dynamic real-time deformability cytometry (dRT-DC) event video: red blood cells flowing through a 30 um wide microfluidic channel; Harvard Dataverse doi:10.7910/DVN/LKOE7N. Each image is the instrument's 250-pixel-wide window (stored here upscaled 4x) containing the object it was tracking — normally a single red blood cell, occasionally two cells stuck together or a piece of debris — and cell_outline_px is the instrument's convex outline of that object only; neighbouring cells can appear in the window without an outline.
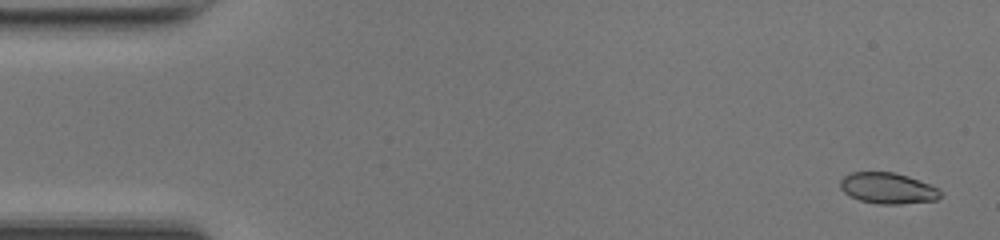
{"species": "common noctule bat (a hibernating species)", "species_latin": "Nyctalus noctula", "temperature_condition": "room temperature", "stored_images_in_passage": 49, "camera_frame_rate_fps": 3000, "um_per_image_px": 0.085, "animal": {"sex": "female", "body_mass_g": 17.0, "forearm_length_mm": 48.0}, "frame": {"image": 1, "passage_image": 2, "time_ms": 0.333, "image_size_px": [1000, 240], "cell_outline_px": [[944, 192], [936, 200], [900, 204], [876, 204], [860, 200], [848, 196], [840, 188], [840, 180], [844, 176], [852, 172], [892, 172], [908, 176], [932, 184], [940, 188]], "centroid_in_image_um": [75.49, 16.0], "position_along_channel_um": 9.5, "area_um2": 18.38}}
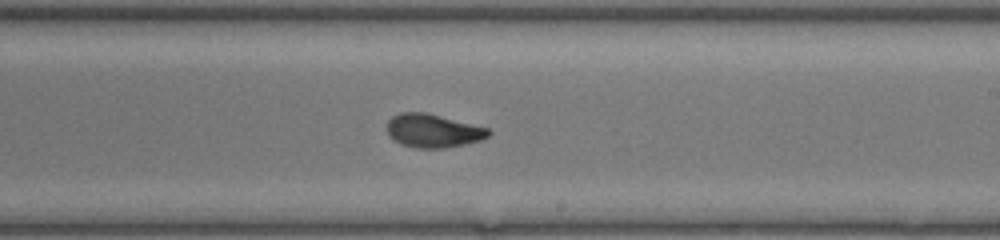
{"frame": {"image": 2, "passage_image": 29, "time_ms": 9.333, "image_size_px": [1000, 240], "cell_outline_px": [[492, 132], [488, 136], [480, 140], [464, 144], [444, 148], [416, 148], [400, 144], [392, 140], [388, 136], [388, 120], [392, 116], [400, 112], [424, 112], [488, 128]], "centroid_in_image_um": [36.77, 11.12], "position_along_channel_um": 252.2, "area_um2": 19.71}}
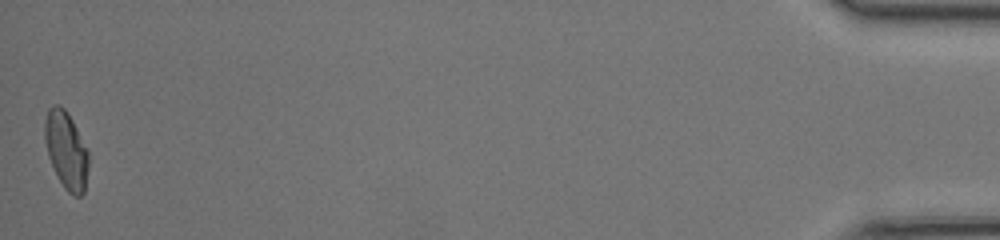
{"frame": {"image": 3, "passage_image": 49, "time_ms": 16.0, "image_size_px": [1000, 240], "cell_outline_px": [[88, 168], [84, 192], [80, 196], [72, 196], [64, 188], [48, 156], [44, 140], [44, 120], [48, 108], [56, 104], [60, 104], [68, 112], [88, 148]], "centroid_in_image_um": [5.63, 12.72], "position_along_channel_um": 429.6, "area_um2": 19.94}, "authors_computed_cell_mechanics": {"area_um2": 19.652, "velocity_mm_per_s": 4.2278, "shape_relaxation_time_tau1_ms": 3.9374, "shape_relaxation_time_tau2_ms": 0.9842, "deformation_change_tau1": 0.159, "deformation_change_tau2": 0.0464}}